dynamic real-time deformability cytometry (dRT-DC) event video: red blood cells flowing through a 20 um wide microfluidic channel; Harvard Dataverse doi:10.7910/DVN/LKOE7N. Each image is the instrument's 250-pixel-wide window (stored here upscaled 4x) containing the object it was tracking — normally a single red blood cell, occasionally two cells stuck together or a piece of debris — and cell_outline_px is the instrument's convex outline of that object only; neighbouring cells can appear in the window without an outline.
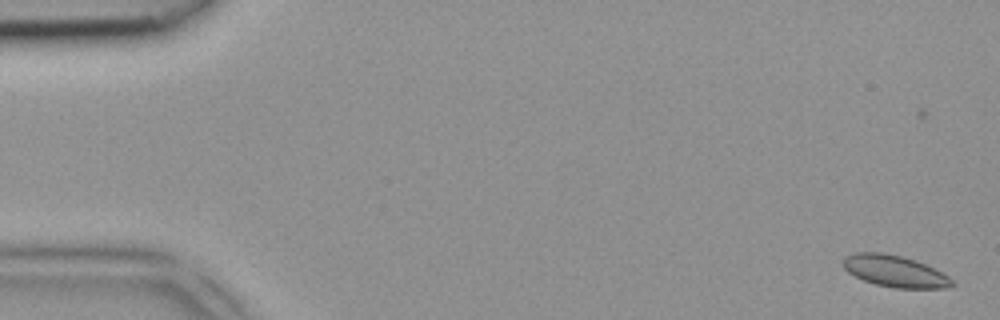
{"species": "common noctule bat (a hibernating species)", "species_latin": "Nyctalus noctula", "temperature_condition": "room temperature", "stored_images_in_passage": 5, "segment_of_instrument_passage": [2, 2], "camera_frame_rate_fps": 3000, "um_per_image_px": 0.085, "animal": {"sex": "female", "body_mass_g": 18.4}, "frame": {"image": 1, "passage_image": 5, "time_ms": 1.333, "image_size_px": [1000, 320], "cell_outline_px": [[956, 284], [948, 288], [896, 288], [876, 284], [864, 280], [848, 272], [844, 268], [844, 256], [856, 252], [880, 252], [900, 256], [916, 260], [948, 276]], "centroid_in_image_um": [76.06, 23.05], "position_along_channel_um": 8.9, "area_um2": 19.83}}